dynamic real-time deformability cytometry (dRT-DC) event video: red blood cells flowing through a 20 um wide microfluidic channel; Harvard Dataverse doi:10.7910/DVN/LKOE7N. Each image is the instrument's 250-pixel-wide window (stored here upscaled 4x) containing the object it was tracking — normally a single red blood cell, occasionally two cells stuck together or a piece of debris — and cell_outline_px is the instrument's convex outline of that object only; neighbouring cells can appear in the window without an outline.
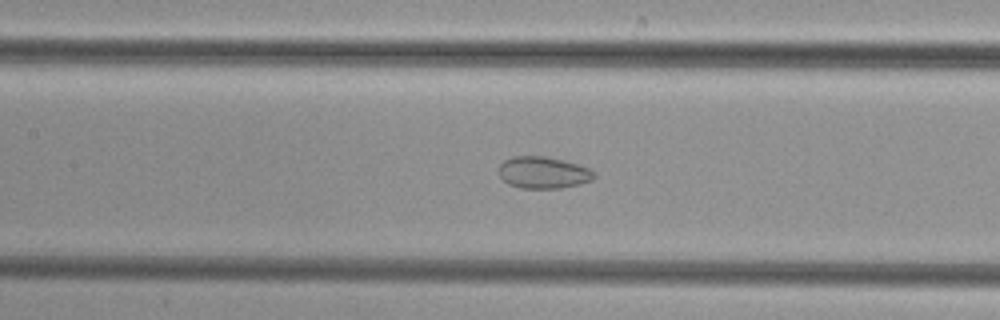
{"species": "common noctule bat (a hibernating species)", "species_latin": "Nyctalus noctula", "temperature_condition": "cold", "stored_images_in_passage": 50, "camera_frame_rate_fps": 3000, "um_per_image_px": 0.085, "animal": {"sex": "female", "body_mass_g": 29.2, "forearm_length_mm": 56.3}, "frame": {"image": 1, "passage_image": 23, "time_ms": 7.333, "image_size_px": [1000, 320], "cell_outline_px": [[596, 176], [592, 180], [580, 184], [560, 188], [520, 188], [508, 184], [500, 176], [500, 164], [504, 160], [512, 156], [544, 156], [564, 160], [588, 168], [596, 172]], "centroid_in_image_um": [46.19, 14.67], "position_along_channel_um": 161.2, "area_um2": 17.69}}
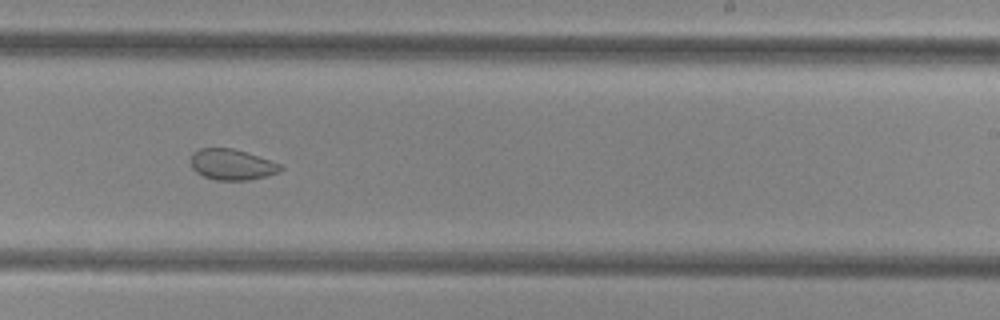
{"frame": {"image": 2, "passage_image": 31, "time_ms": 10.0, "image_size_px": [1000, 320], "cell_outline_px": [[284, 168], [280, 172], [248, 180], [216, 180], [204, 176], [196, 172], [192, 168], [192, 152], [200, 148], [232, 148], [280, 164]], "centroid_in_image_um": [19.69, 13.99], "position_along_channel_um": 269.3, "area_um2": 15.84}}
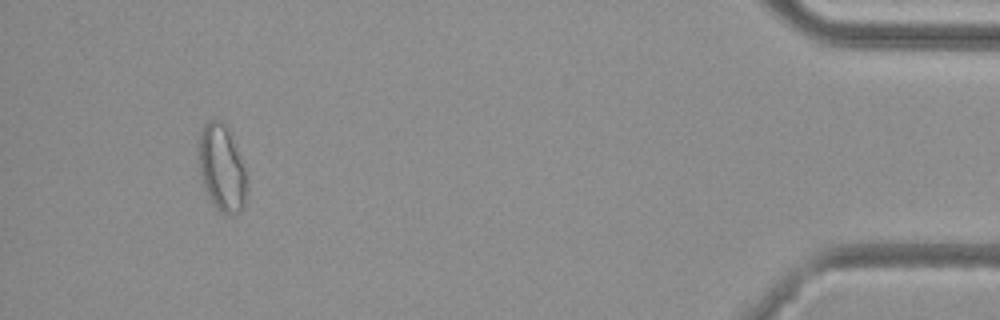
{"frame": {"image": 3, "passage_image": 47, "time_ms": 15.333, "image_size_px": [1000, 320], "cell_outline_px": [[248, 188], [244, 204], [240, 212], [228, 216], [212, 200], [204, 184], [200, 172], [200, 132], [204, 124], [208, 120], [220, 120], [228, 128], [244, 168]], "centroid_in_image_um": [18.89, 14.27], "position_along_channel_um": 416.3, "area_um2": 23.47}}